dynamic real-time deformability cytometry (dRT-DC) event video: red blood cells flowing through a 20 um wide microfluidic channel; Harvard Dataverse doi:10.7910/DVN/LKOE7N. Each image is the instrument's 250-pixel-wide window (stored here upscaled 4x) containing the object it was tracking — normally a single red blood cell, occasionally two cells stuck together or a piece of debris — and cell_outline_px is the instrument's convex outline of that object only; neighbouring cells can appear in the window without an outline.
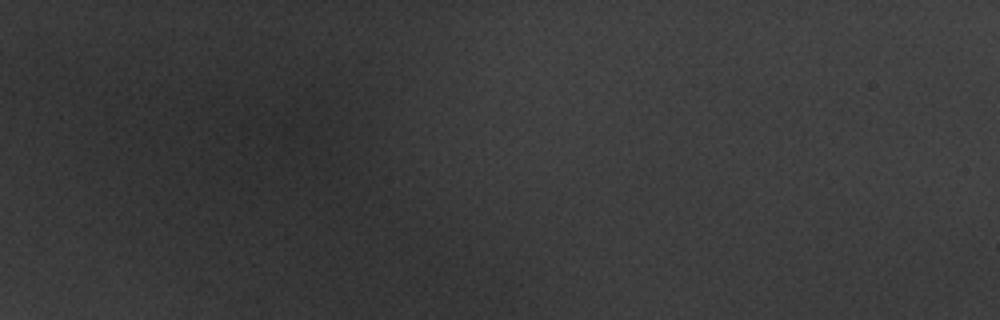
{"species": "common noctule bat (a hibernating species)", "species_latin": "Nyctalus noctula", "temperature_condition": "warm", "stored_images_in_passage": 2, "camera_frame_rate_fps": 3000, "um_per_image_px": 0.085, "animal": {"sex": "male", "body_mass_g": 20.1, "forearm_length_mm": 53.5}, "frame": {"image": 1, "passage_image": 1, "time_ms": 0.0, "image_size_px": [1000, 320], "cell_outline_px": [[348, 160], [336, 176], [284, 164], [284, 120], [300, 120], [328, 124], [336, 132]], "centroid_in_image_um": [26.62, 12.51], "position_along_channel_um": 58.4, "area_um2": 19.83}}